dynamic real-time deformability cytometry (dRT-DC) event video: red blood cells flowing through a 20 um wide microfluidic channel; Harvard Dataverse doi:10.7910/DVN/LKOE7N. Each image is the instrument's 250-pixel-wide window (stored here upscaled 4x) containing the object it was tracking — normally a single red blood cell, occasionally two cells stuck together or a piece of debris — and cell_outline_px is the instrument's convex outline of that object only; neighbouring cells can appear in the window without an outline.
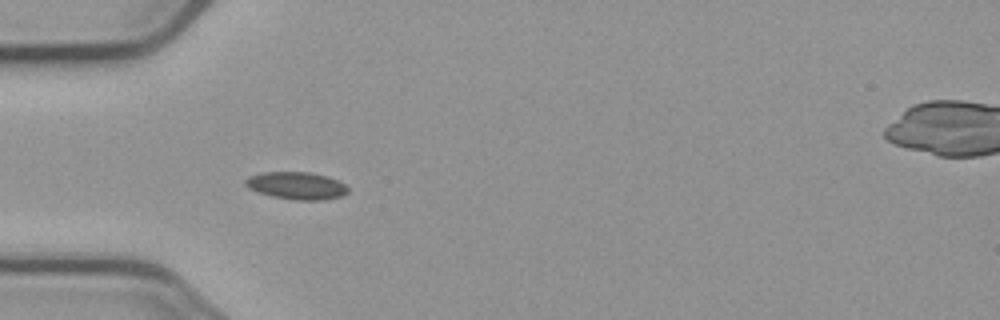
{"species": "common noctule bat (a hibernating species)", "species_latin": "Nyctalus noctula", "temperature_condition": "cold", "stored_images_in_passage": 6, "camera_frame_rate_fps": 3000, "um_per_image_px": 0.085, "animal": {"sex": "male", "body_mass_g": 23.1, "forearm_length_mm": 52.7}, "frame": {"image": 1, "passage_image": 5, "time_ms": 5.667, "image_size_px": [1000, 320], "cell_outline_px": [[348, 192], [340, 196], [324, 200], [296, 200], [272, 196], [256, 192], [248, 188], [244, 184], [244, 180], [248, 176], [264, 172], [308, 172], [328, 176], [344, 184], [348, 188]], "centroid_in_image_um": [25.17, 15.78], "position_along_channel_um": 59.8, "area_um2": 16.42}}
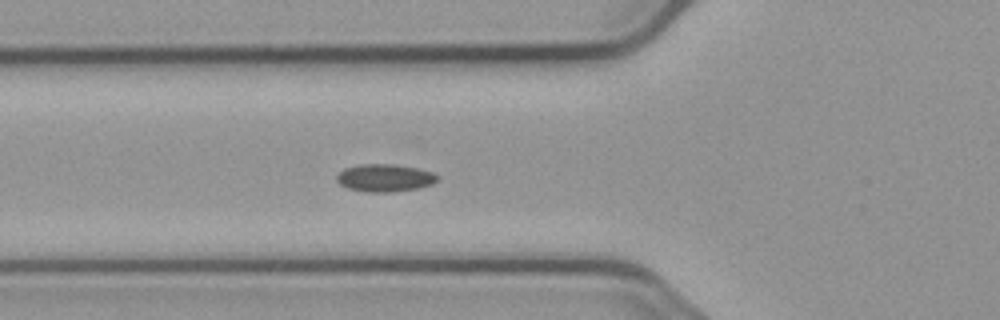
{"frame": {"image": 2, "passage_image": 6, "time_ms": 6.667, "image_size_px": [1000, 320], "cell_outline_px": [[436, 180], [432, 184], [420, 188], [392, 192], [368, 192], [348, 188], [340, 184], [336, 180], [336, 176], [344, 168], [360, 164], [392, 164], [416, 168], [432, 172], [436, 176]], "centroid_in_image_um": [32.67, 15.12], "position_along_channel_um": 93.1, "area_um2": 16.07}}